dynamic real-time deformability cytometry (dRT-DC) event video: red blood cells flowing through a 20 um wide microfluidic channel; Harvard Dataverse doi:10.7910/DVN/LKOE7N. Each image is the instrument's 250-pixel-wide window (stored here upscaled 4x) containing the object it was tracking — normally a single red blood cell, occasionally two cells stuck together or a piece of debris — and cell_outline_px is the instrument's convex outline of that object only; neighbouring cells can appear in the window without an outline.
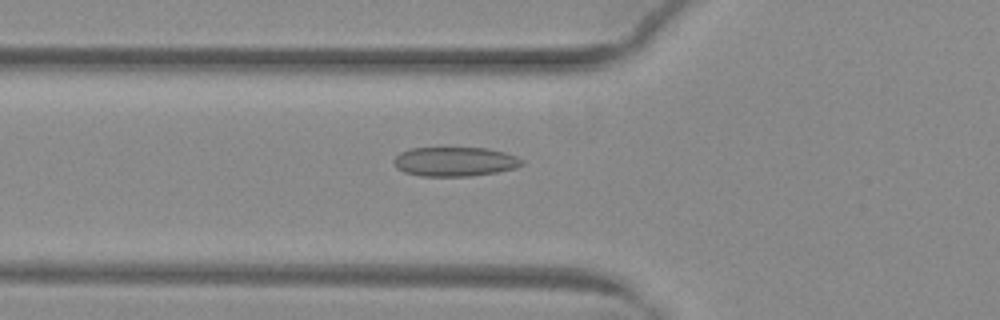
{"species": "common noctule bat (a hibernating species)", "species_latin": "Nyctalus noctula", "temperature_condition": "warm", "stored_images_in_passage": 52, "camera_frame_rate_fps": 3000, "um_per_image_px": 0.085, "animal": {"sex": "female", "body_mass_g": 29.2, "forearm_length_mm": 56.3}, "frame": {"image": 1, "passage_image": 20, "time_ms": 6.333, "image_size_px": [1000, 320], "cell_outline_px": [[524, 164], [516, 168], [496, 172], [468, 176], [420, 176], [404, 172], [396, 168], [392, 160], [400, 152], [412, 148], [488, 148], [504, 152], [516, 156], [524, 160]], "centroid_in_image_um": [38.66, 13.74], "position_along_channel_um": 87.1, "area_um2": 21.96}}
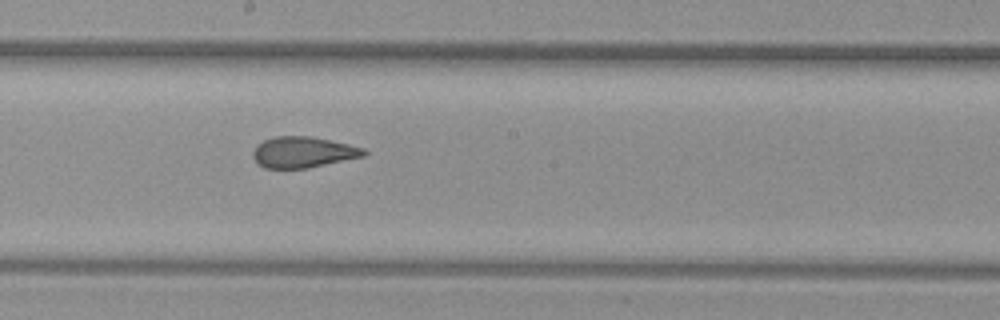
{"frame": {"image": 2, "passage_image": 30, "time_ms": 9.667, "image_size_px": [1000, 320], "cell_outline_px": [[368, 152], [364, 156], [308, 168], [264, 168], [256, 164], [252, 156], [252, 152], [256, 144], [272, 136], [312, 136], [348, 144], [364, 148]], "centroid_in_image_um": [25.72, 12.93], "position_along_channel_um": 222.5, "area_um2": 20.23}}
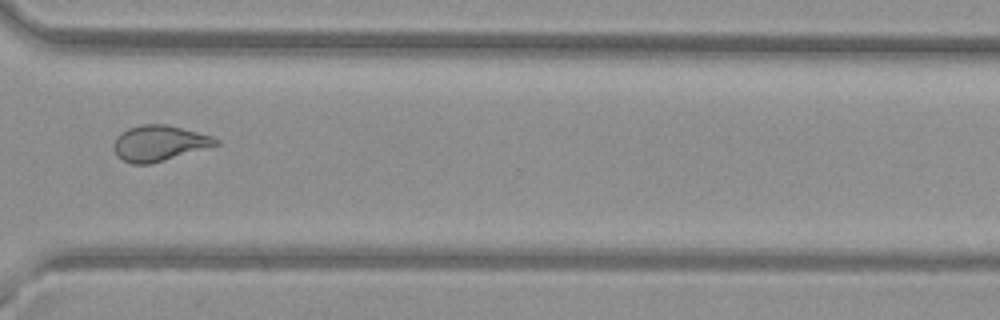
{"frame": {"image": 3, "passage_image": 40, "time_ms": 13.0, "image_size_px": [1000, 320], "cell_outline_px": [[220, 144], [148, 164], [132, 164], [116, 156], [116, 136], [120, 132], [128, 128], [144, 124], [164, 124], [212, 136], [220, 140]], "centroid_in_image_um": [13.52, 12.16], "position_along_channel_um": 357.1, "area_um2": 20.63}, "authors_computed_cell_mechanics": {"area_um2": 22.4264, "velocity_mm_per_s": 4.0362, "shape_relaxation_time_tau1_ms": null, "shape_relaxation_time_tau2_ms": 1.3217, "deformation_change_tau1": null, "deformation_change_tau2": 0.0809}}